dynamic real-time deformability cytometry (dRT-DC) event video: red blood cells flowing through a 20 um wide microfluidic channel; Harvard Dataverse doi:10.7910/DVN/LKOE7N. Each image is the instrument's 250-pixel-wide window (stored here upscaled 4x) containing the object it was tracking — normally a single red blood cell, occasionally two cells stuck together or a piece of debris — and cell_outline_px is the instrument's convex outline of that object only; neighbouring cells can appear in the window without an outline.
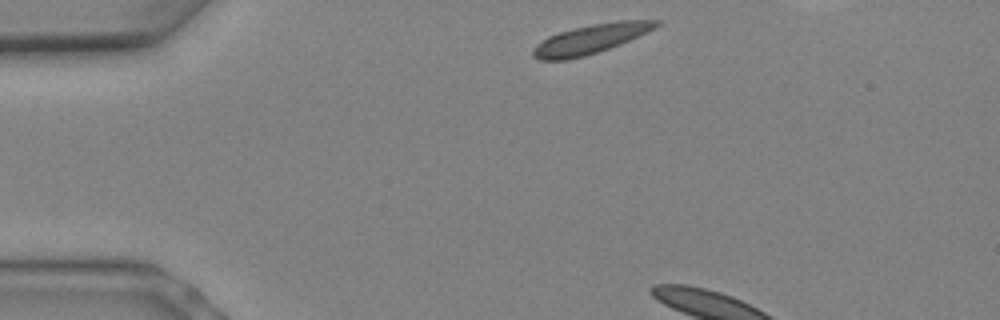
{"species": "Egyptian fruit bat (a non-hibernating species)", "species_latin": "Rousettus aegyptiacus", "temperature_condition": "warm", "stored_images_in_passage": 3, "camera_frame_rate_fps": 3000, "um_per_image_px": 0.085, "animal": {"sex": "female"}, "frame": {"image": 1, "passage_image": 1, "time_ms": 0.0, "image_size_px": [1000, 320], "cell_outline_px": [[664, 20], [660, 24], [648, 32], [620, 44], [584, 56], [568, 60], [540, 60], [532, 56], [532, 52], [536, 44], [548, 36], [560, 32], [592, 24], [616, 20]], "centroid_in_image_um": [50.21, 3.31], "position_along_channel_um": 34.8, "area_um2": 20.92}}